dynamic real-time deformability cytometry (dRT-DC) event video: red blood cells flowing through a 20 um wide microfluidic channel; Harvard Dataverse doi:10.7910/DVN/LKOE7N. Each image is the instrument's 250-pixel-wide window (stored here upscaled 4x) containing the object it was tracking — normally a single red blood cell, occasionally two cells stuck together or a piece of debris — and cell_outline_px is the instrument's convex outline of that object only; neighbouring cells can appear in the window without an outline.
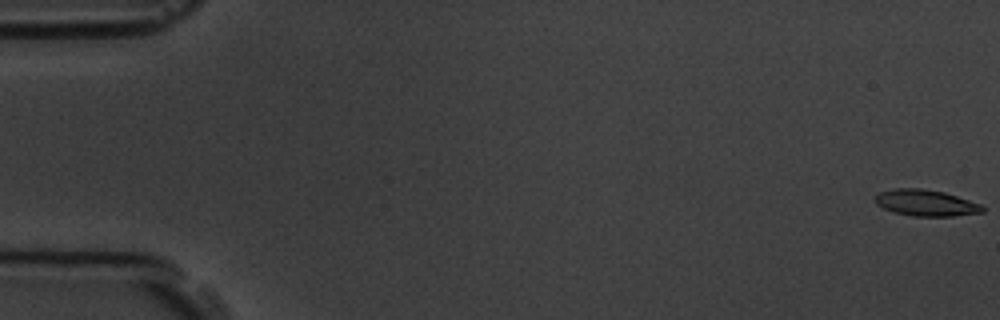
{"species": "common noctule bat (a hibernating species)", "species_latin": "Nyctalus noctula", "temperature_condition": "room temperature", "stored_images_in_passage": 5, "camera_frame_rate_fps": 3000, "um_per_image_px": 0.085, "animal": {"sex": "male", "body_mass_g": 19.5, "forearm_length_mm": 54.6}, "frame": {"image": 1, "passage_image": 1, "time_ms": 0.0, "image_size_px": [1000, 320], "cell_outline_px": [[984, 212], [952, 216], [912, 216], [892, 212], [876, 204], [876, 196], [880, 192], [892, 188], [920, 188], [944, 192], [980, 204], [984, 208]], "centroid_in_image_um": [78.68, 17.25], "position_along_channel_um": 6.3, "area_um2": 16.36}}
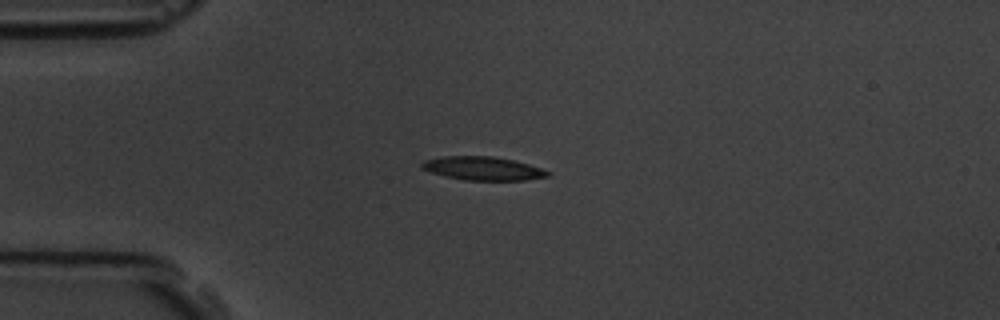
{"frame": {"image": 2, "passage_image": 5, "time_ms": 4.667, "image_size_px": [1000, 320], "cell_outline_px": [[552, 176], [524, 180], [464, 180], [444, 176], [432, 172], [424, 168], [420, 164], [424, 160], [444, 156], [492, 156], [512, 160], [528, 164], [552, 172]], "centroid_in_image_um": [41.08, 14.32], "position_along_channel_um": 43.9, "area_um2": 17.17}}